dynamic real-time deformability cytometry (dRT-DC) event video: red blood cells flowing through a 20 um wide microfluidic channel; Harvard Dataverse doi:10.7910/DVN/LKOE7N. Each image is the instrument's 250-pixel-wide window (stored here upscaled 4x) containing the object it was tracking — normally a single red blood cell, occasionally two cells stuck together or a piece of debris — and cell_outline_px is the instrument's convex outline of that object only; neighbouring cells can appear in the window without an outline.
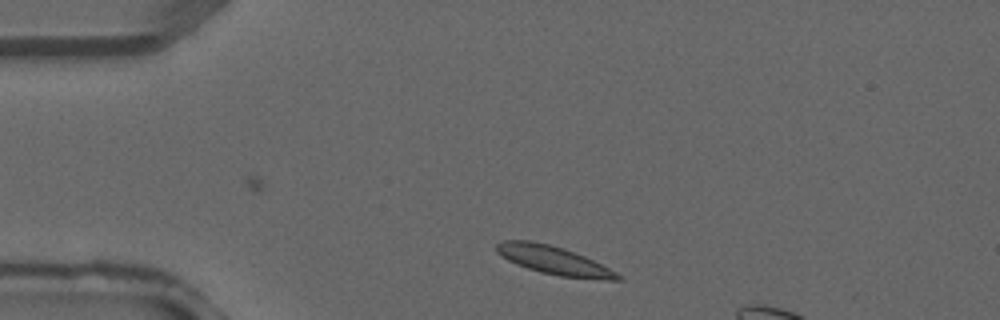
{"species": "common noctule bat (a hibernating species)", "species_latin": "Nyctalus noctula", "temperature_condition": "warm", "stored_images_in_passage": 1, "camera_frame_rate_fps": 3000, "um_per_image_px": 0.085, "animal": {"sex": "male", "forearm_length_mm": 52.5}, "frame": {"image": 1, "passage_image": 1, "time_ms": 0.0, "image_size_px": [1000, 320], "cell_outline_px": [[624, 280], [608, 280], [560, 276], [540, 272], [516, 264], [508, 260], [496, 252], [496, 244], [504, 240], [532, 240], [564, 248], [584, 256], [624, 276]], "centroid_in_image_um": [47.07, 22.12], "position_along_channel_um": 37.9, "area_um2": 19.94}}